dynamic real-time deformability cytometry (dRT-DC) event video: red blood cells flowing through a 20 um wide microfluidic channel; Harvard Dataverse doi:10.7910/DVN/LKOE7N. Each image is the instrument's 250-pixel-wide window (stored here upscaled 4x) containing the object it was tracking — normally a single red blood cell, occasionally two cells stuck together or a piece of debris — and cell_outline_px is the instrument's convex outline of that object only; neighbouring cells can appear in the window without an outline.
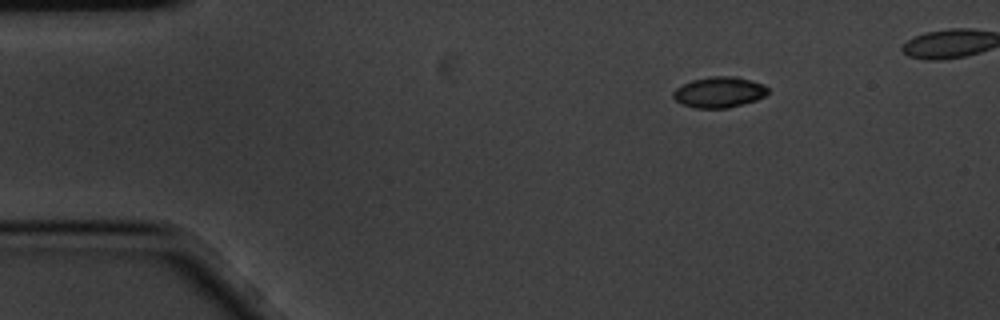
{"species": "common noctule bat (a hibernating species)", "species_latin": "Nyctalus noctula", "temperature_condition": "cold", "stored_images_in_passage": 9, "camera_frame_rate_fps": 3000, "um_per_image_px": 0.085, "animal": {"sex": "male", "body_mass_g": 20.1, "forearm_length_mm": 53.5}, "frame": {"image": 1, "passage_image": 1, "time_ms": 0.0, "image_size_px": [1000, 320], "cell_outline_px": [[768, 92], [764, 96], [756, 100], [728, 108], [696, 108], [680, 104], [672, 96], [672, 92], [676, 88], [692, 80], [712, 76], [736, 76], [764, 84], [768, 88]], "centroid_in_image_um": [61.12, 7.84], "position_along_channel_um": 23.9, "area_um2": 16.99}}
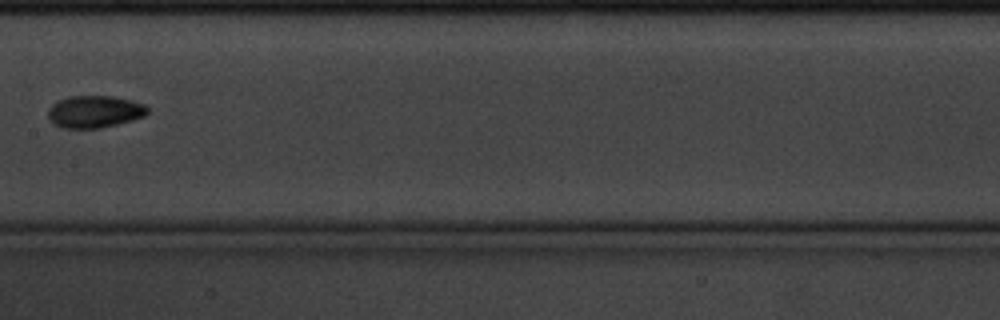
{"frame": {"image": 2, "passage_image": 7, "time_ms": 2.0, "image_size_px": [1000, 320], "cell_outline_px": [[148, 112], [144, 116], [132, 120], [100, 128], [60, 128], [48, 116], [48, 108], [52, 104], [68, 96], [112, 96], [132, 100], [144, 104], [148, 108]], "centroid_in_image_um": [8.04, 9.48], "position_along_channel_um": 199.4, "area_um2": 18.55}}
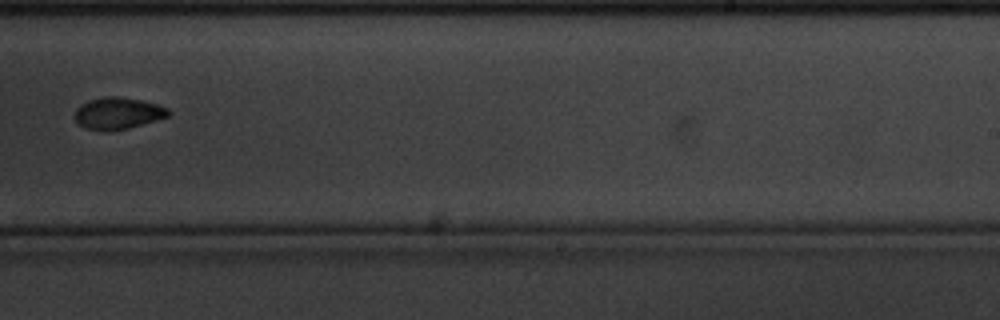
{"frame": {"image": 3, "passage_image": 9, "time_ms": 2.667, "image_size_px": [1000, 320], "cell_outline_px": [[172, 112], [168, 116], [156, 120], [128, 128], [104, 132], [84, 128], [76, 120], [76, 108], [80, 104], [104, 96], [116, 96], [140, 100], [156, 104], [168, 108]], "centroid_in_image_um": [10.02, 9.64], "position_along_channel_um": 279.0, "area_um2": 17.22}}